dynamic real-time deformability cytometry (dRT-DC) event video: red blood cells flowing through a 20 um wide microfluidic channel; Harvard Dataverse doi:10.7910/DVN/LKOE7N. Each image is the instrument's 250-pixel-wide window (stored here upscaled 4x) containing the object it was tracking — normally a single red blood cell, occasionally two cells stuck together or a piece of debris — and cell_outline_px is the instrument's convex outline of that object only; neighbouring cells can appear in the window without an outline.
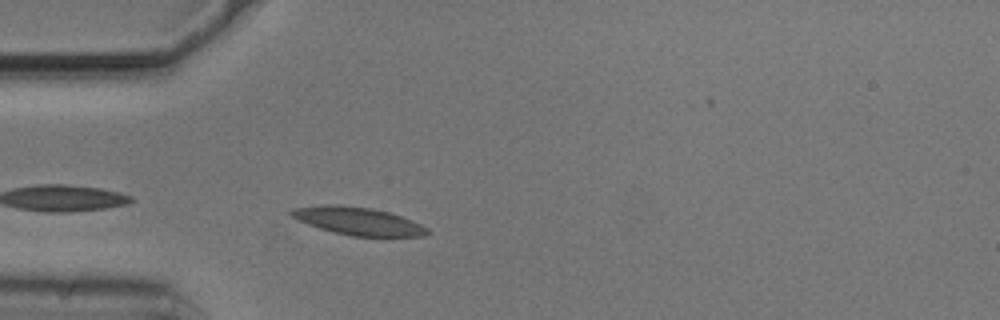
{"species": "common noctule bat (a hibernating species)", "species_latin": "Nyctalus noctula", "temperature_condition": "cold", "stored_images_in_passage": 33, "camera_frame_rate_fps": 3000, "um_per_image_px": 0.085, "animal": {"sex": "male", "body_mass_g": 20.5, "forearm_length_mm": 52.5}, "frame": {"image": 1, "passage_image": 2, "time_ms": 0.333, "image_size_px": [1000, 320], "cell_outline_px": [[432, 232], [424, 236], [352, 236], [332, 232], [308, 224], [292, 216], [288, 212], [292, 208], [324, 204], [332, 204], [372, 208], [388, 212], [412, 220], [428, 228]], "centroid_in_image_um": [30.44, 18.79], "position_along_channel_um": 54.6, "area_um2": 21.96}}
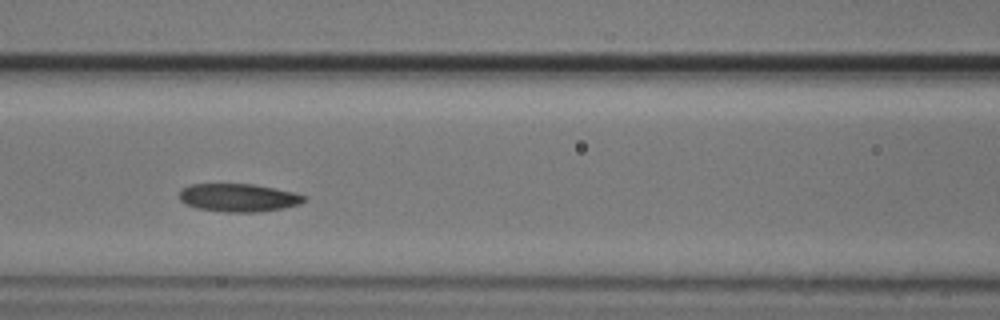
{"frame": {"image": 2, "passage_image": 10, "time_ms": 3.0, "image_size_px": [1000, 320], "cell_outline_px": [[308, 200], [300, 204], [284, 208], [260, 212], [224, 212], [196, 208], [184, 204], [180, 200], [180, 188], [192, 184], [252, 184], [292, 192], [308, 196]], "centroid_in_image_um": [20.27, 16.81], "position_along_channel_um": 146.3, "area_um2": 20.58}}
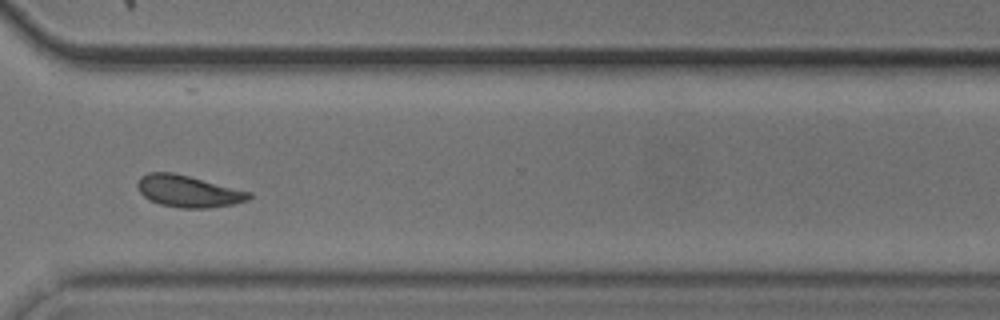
{"frame": {"image": 3, "passage_image": 27, "time_ms": 8.667, "image_size_px": [1000, 320], "cell_outline_px": [[252, 196], [248, 200], [232, 204], [208, 208], [180, 208], [160, 204], [144, 196], [140, 192], [136, 184], [140, 176], [148, 172], [172, 172], [252, 192]], "centroid_in_image_um": [15.99, 16.25], "position_along_channel_um": 354.6, "area_um2": 20.52}, "authors_computed_cell_mechanics": {"area_um2": 20.5768, "velocity_mm_per_s": 3.6823, "shape_relaxation_time_tau1_ms": 4.8723, "shape_relaxation_time_tau2_ms": 5.2501, "deformation_change_tau1": 0.1109, "deformation_change_tau2": 0.1112}}